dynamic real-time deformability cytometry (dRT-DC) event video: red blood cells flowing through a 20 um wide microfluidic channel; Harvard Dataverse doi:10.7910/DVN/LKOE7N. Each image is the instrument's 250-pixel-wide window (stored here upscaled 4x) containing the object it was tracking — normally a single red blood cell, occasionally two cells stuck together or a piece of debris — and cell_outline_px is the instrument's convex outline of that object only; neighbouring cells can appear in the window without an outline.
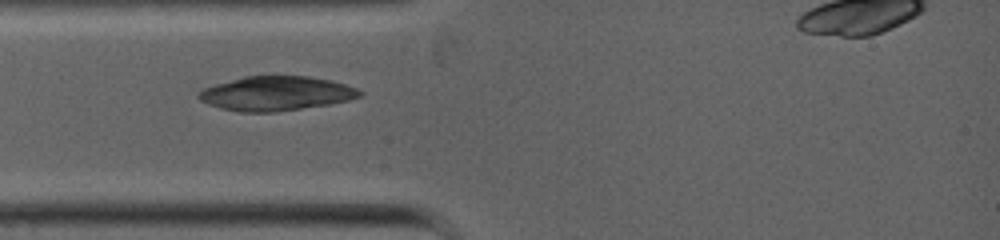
{"species": "common noctule bat (a hibernating species)", "species_latin": "Nyctalus noctula", "temperature_condition": "warm", "stored_images_in_passage": 1, "camera_frame_rate_fps": 5000, "um_per_image_px": 0.085, "animal": {"sex": "female", "body_mass_g": 19.0, "forearm_length_mm": 53.3}, "frame": {"image": 1, "passage_image": 1, "time_ms": 0.0, "image_size_px": [1000, 240], "cell_outline_px": [[364, 92], [360, 96], [348, 100], [328, 104], [276, 112], [240, 112], [220, 108], [208, 104], [200, 100], [196, 96], [204, 88], [216, 84], [244, 76], [308, 76], [332, 80], [356, 88]], "centroid_in_image_um": [23.46, 7.94], "position_along_channel_um": 61.5, "area_um2": 32.08}}